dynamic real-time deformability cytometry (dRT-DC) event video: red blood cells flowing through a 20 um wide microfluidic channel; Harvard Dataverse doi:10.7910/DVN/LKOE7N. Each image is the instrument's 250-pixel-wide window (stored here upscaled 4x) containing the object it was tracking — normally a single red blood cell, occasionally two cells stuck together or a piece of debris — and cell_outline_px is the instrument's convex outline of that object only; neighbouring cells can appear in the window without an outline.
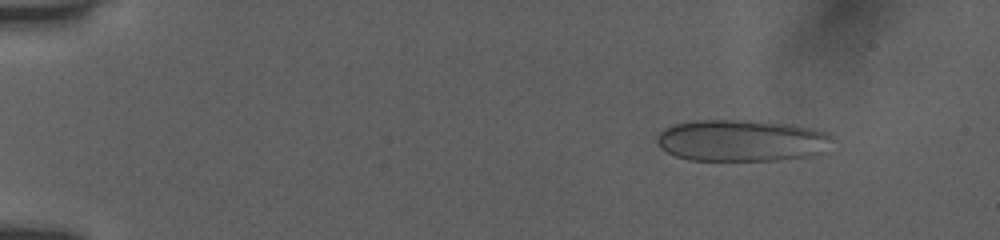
{"species": "human", "species_latin": "Homo sapiens", "temperature_condition": "room temperature", "stored_images_in_passage": 49, "camera_frame_rate_fps": 3000, "um_per_image_px": 0.085, "donor": {"sex": "female"}, "frame": {"image": 1, "passage_image": 5, "time_ms": 1.333, "image_size_px": [1000, 240], "cell_outline_px": [[828, 136], [820, 152], [804, 156], [776, 160], [688, 160], [676, 156], [660, 148], [656, 140], [656, 136], [664, 128], [676, 124], [692, 120], [728, 120], [788, 124], [808, 128], [824, 132]], "centroid_in_image_um": [62.84, 11.95], "position_along_channel_um": 22.2, "area_um2": 41.38}}
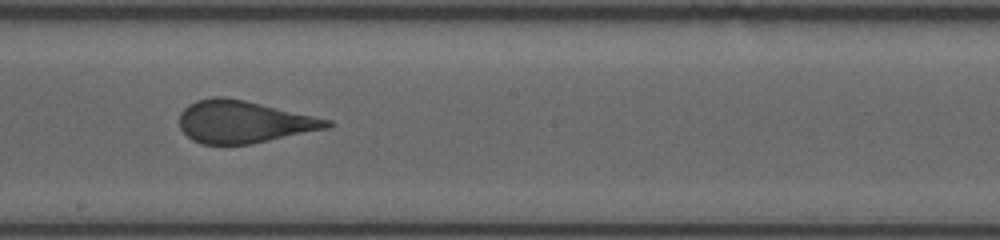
{"frame": {"image": 2, "passage_image": 28, "time_ms": 9.0, "image_size_px": [1000, 240], "cell_outline_px": [[332, 124], [328, 128], [248, 144], [200, 144], [192, 140], [180, 128], [180, 112], [188, 104], [196, 100], [212, 96], [224, 96], [244, 100], [332, 120]], "centroid_in_image_um": [20.66, 10.34], "position_along_channel_um": 227.5, "area_um2": 36.13}}
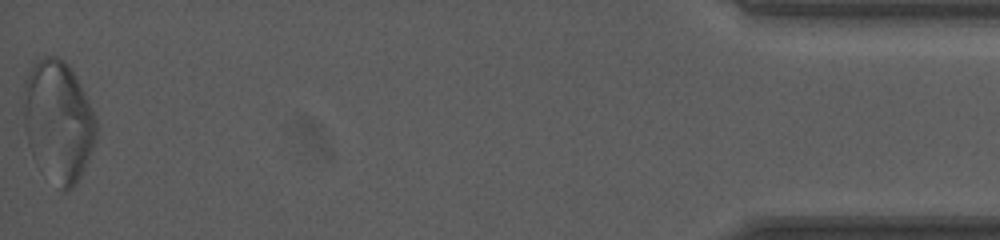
{"frame": {"image": 3, "passage_image": 49, "time_ms": 16.0, "image_size_px": [1000, 240], "cell_outline_px": [[96, 140], [88, 160], [76, 184], [72, 188], [64, 192], [60, 188], [28, 144], [24, 128], [24, 80], [36, 56], [56, 56], [64, 60], [68, 64], [76, 76], [88, 100], [96, 120]], "centroid_in_image_um": [4.96, 10.18], "position_along_channel_um": 430.2, "area_um2": 50.58}}